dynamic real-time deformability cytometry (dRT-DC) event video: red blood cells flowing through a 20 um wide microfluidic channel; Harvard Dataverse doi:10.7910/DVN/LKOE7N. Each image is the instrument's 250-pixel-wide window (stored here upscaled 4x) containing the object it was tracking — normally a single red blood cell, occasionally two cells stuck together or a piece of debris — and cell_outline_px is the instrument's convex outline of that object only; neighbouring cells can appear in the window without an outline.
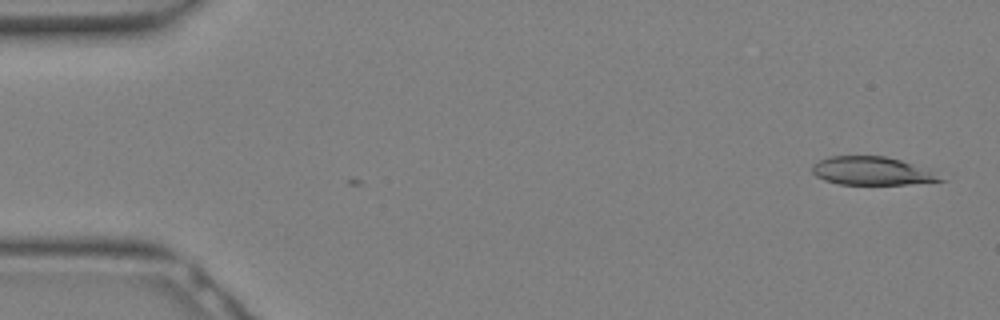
{"species": "Egyptian fruit bat (a non-hibernating species)", "species_latin": "Rousettus aegyptiacus", "temperature_condition": "warm", "stored_images_in_passage": 5, "camera_frame_rate_fps": 3000, "um_per_image_px": 0.085, "animal": {"sex": "female"}, "frame": {"image": 1, "passage_image": 5, "time_ms": 1.333, "image_size_px": [1000, 320], "cell_outline_px": [[948, 180], [908, 184], [840, 184], [824, 180], [816, 176], [812, 172], [812, 164], [828, 156], [884, 156], [900, 160], [912, 164], [932, 172]], "centroid_in_image_um": [74.05, 14.53], "position_along_channel_um": 10.9, "area_um2": 20.81}}